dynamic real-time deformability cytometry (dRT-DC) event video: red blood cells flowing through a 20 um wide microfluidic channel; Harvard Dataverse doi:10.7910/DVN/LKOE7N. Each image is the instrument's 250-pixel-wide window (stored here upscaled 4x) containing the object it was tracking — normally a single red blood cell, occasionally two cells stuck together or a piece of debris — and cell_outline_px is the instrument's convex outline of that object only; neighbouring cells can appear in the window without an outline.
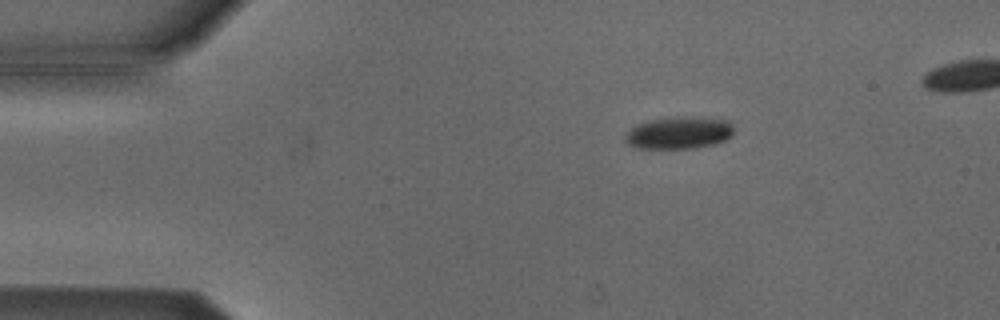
{"species": "Egyptian fruit bat (a non-hibernating species)", "species_latin": "Rousettus aegyptiacus", "temperature_condition": "cold", "stored_images_in_passage": 44, "camera_frame_rate_fps": 3000, "um_per_image_px": 0.085, "animal": {"sex": "male"}, "frame": {"image": 1, "passage_image": 2, "time_ms": 0.333, "image_size_px": [1000, 320], "cell_outline_px": [[732, 136], [728, 140], [716, 144], [696, 148], [636, 148], [628, 144], [624, 140], [624, 136], [636, 124], [648, 120], [676, 116], [700, 116], [728, 120], [732, 124]], "centroid_in_image_um": [57.75, 11.27], "position_along_channel_um": 27.3, "area_um2": 20.87}}
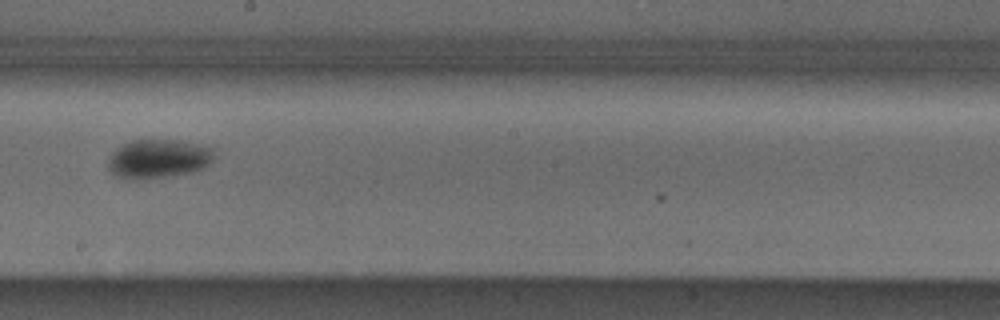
{"frame": {"image": 2, "passage_image": 23, "time_ms": 7.333, "image_size_px": [1000, 320], "cell_outline_px": [[212, 160], [204, 168], [188, 172], [168, 176], [136, 180], [132, 180], [116, 176], [108, 168], [108, 156], [116, 148], [132, 140], [180, 140], [212, 144]], "centroid_in_image_um": [13.47, 13.47], "position_along_channel_um": 234.7, "area_um2": 24.33}}
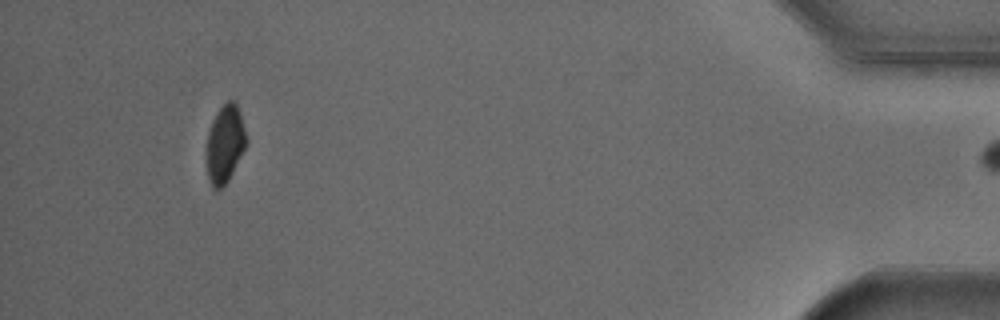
{"frame": {"image": 3, "passage_image": 43, "time_ms": 14.0, "image_size_px": [1000, 320], "cell_outline_px": [[248, 140], [228, 180], [220, 188], [212, 188], [208, 176], [208, 132], [212, 120], [216, 112], [228, 100], [232, 100], [236, 104]], "centroid_in_image_um": [19.12, 12.21], "position_along_channel_um": 416.1, "area_um2": 17.28}}